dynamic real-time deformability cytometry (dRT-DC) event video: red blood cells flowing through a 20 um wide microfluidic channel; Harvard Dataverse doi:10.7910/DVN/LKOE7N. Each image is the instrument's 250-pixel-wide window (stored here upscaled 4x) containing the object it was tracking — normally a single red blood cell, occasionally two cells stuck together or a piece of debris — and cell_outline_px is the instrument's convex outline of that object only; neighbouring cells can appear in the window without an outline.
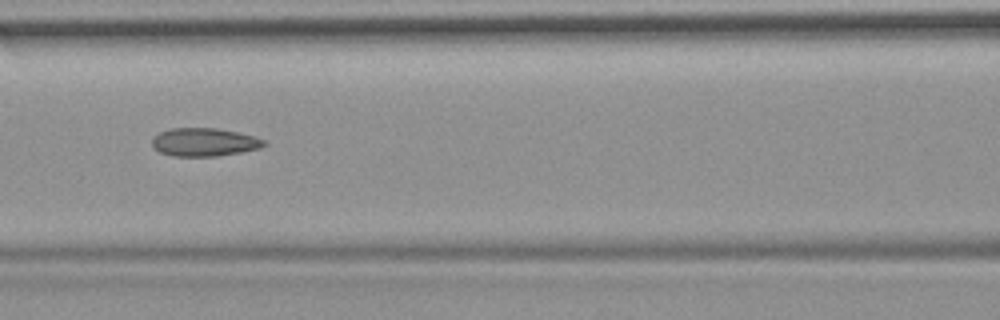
{"species": "common noctule bat (a hibernating species)", "species_latin": "Nyctalus noctula", "temperature_condition": "room temperature", "stored_images_in_passage": 54, "camera_frame_rate_fps": 3000, "um_per_image_px": 0.085, "animal": {"sex": "female", "body_mass_g": 19.9}, "frame": {"image": 1, "passage_image": 24, "time_ms": 7.667, "image_size_px": [1000, 320], "cell_outline_px": [[268, 144], [260, 148], [240, 152], [216, 156], [172, 156], [160, 152], [152, 148], [152, 136], [168, 128], [216, 128], [236, 132], [268, 140]], "centroid_in_image_um": [17.34, 12.08], "position_along_channel_um": 149.3, "area_um2": 18.55}, "authors_computed_cell_mechanics": {"area_um2": 18.9873, "velocity_mm_per_s": 3.7251, "shape_relaxation_time_tau1_ms": null, "shape_relaxation_time_tau2_ms": 2.5762, "deformation_change_tau1": null, "deformation_change_tau2": 0.1005}}